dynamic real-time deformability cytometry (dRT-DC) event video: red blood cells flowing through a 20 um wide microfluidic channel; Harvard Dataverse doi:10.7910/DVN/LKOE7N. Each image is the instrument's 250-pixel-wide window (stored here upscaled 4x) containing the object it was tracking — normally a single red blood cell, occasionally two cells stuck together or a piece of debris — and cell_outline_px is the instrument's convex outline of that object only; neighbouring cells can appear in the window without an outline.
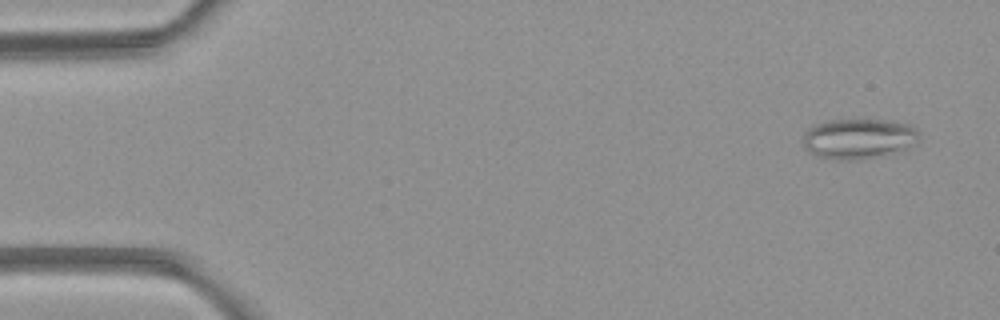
{"species": "common noctule bat (a hibernating species)", "species_latin": "Nyctalus noctula", "temperature_condition": "room temperature", "stored_images_in_passage": 4, "camera_frame_rate_fps": 3000, "um_per_image_px": 0.085, "animal": {"sex": "female", "body_mass_g": 21.9}, "frame": {"image": 1, "passage_image": 1, "time_ms": 0.0, "image_size_px": [1000, 320], "cell_outline_px": [[920, 140], [908, 152], [856, 160], [836, 160], [816, 156], [808, 152], [804, 148], [804, 132], [808, 128], [816, 124], [828, 120], [892, 120], [912, 124], [920, 136]], "centroid_in_image_um": [73.07, 11.81], "position_along_channel_um": 11.9, "area_um2": 28.21}}